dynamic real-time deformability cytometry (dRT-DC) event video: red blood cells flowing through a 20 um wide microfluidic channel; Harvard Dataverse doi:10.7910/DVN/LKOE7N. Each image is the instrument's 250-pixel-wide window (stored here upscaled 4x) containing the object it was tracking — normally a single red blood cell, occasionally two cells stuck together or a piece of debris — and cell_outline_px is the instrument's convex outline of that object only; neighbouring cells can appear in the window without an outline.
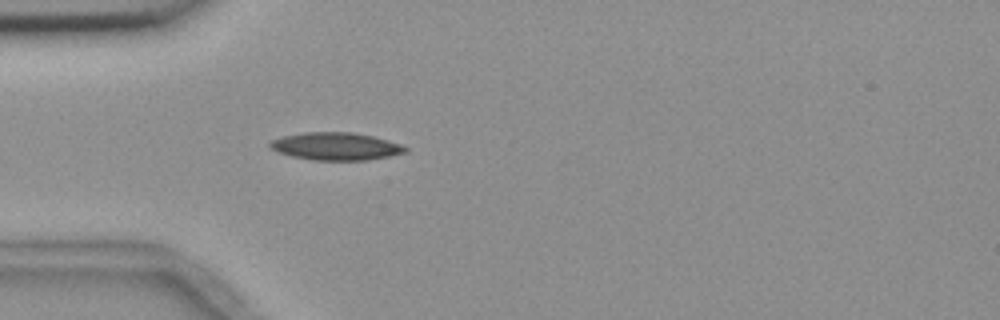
{"species": "common noctule bat (a hibernating species)", "species_latin": "Nyctalus noctula", "temperature_condition": "room temperature", "stored_images_in_passage": 1, "camera_frame_rate_fps": 3000, "um_per_image_px": 0.085, "animal": {"sex": "female", "body_mass_g": 18.4}, "frame": {"image": 1, "passage_image": 1, "time_ms": 0.0, "image_size_px": [1000, 320], "cell_outline_px": [[408, 152], [368, 160], [312, 160], [292, 156], [268, 148], [268, 144], [272, 140], [284, 136], [304, 132], [352, 132], [372, 136], [388, 140], [400, 144], [408, 148]], "centroid_in_image_um": [28.55, 12.43], "position_along_channel_um": 56.5, "area_um2": 21.73}}